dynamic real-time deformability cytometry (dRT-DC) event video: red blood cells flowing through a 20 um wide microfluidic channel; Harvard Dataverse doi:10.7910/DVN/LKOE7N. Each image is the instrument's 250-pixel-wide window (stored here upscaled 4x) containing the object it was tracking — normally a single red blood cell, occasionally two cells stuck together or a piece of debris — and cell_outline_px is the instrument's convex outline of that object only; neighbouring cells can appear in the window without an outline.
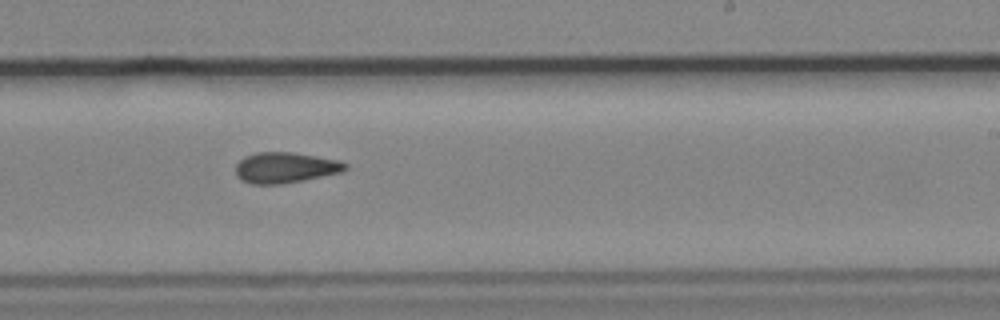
{"species": "common noctule bat (a hibernating species)", "species_latin": "Nyctalus noctula", "temperature_condition": "cold", "stored_images_in_passage": 12, "camera_frame_rate_fps": 3000, "um_per_image_px": 0.085, "animal": {"sex": "male", "body_mass_g": 19.2, "forearm_length_mm": 51.8}, "frame": {"image": 1, "passage_image": 9, "time_ms": 2.667, "image_size_px": [1000, 320], "cell_outline_px": [[348, 168], [344, 172], [284, 184], [252, 184], [240, 180], [236, 176], [236, 164], [244, 156], [256, 152], [292, 152], [340, 160], [348, 164]], "centroid_in_image_um": [24.27, 14.25], "position_along_channel_um": 264.7, "area_um2": 19.94}}
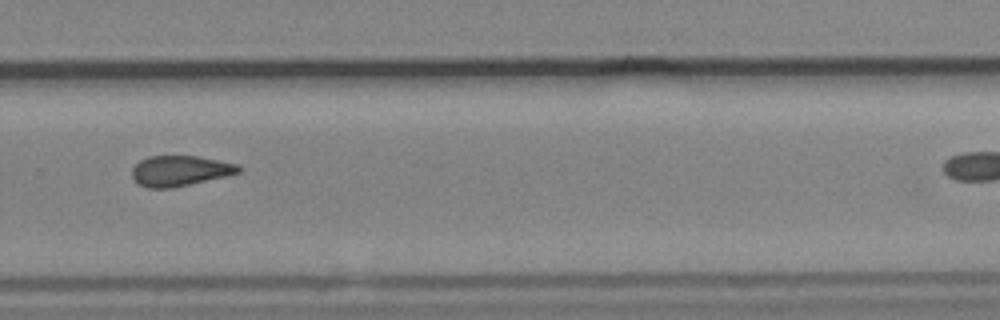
{"frame": {"image": 2, "passage_image": 10, "time_ms": 3.0, "image_size_px": [1000, 320], "cell_outline_px": [[244, 168], [240, 172], [228, 176], [172, 188], [148, 188], [140, 184], [132, 176], [132, 168], [140, 160], [148, 156], [196, 156], [236, 164]], "centroid_in_image_um": [15.32, 14.52], "position_along_channel_um": 314.5, "area_um2": 18.84}}